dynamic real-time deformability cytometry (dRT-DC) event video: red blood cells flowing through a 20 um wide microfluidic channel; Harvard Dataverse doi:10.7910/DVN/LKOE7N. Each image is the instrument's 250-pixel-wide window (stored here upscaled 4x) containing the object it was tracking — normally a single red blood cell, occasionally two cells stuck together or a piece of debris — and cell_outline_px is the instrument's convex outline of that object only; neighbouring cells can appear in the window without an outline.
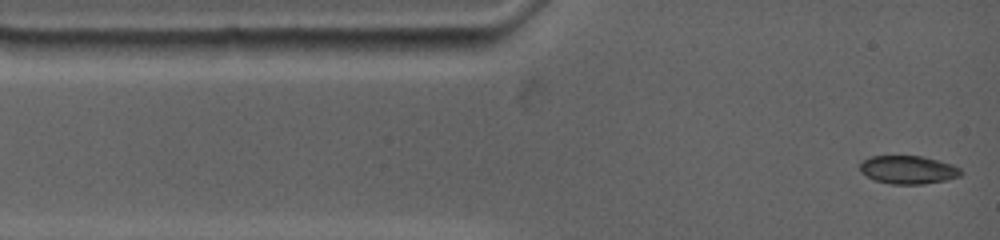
{"species": "common noctule bat (a hibernating species)", "species_latin": "Nyctalus noctula", "temperature_condition": "warm", "stored_images_in_passage": 20, "camera_frame_rate_fps": 4500, "um_per_image_px": 0.085, "animal": {"sex": "female", "body_mass_g": 19.0, "forearm_length_mm": 53.3}, "frame": {"image": 1, "passage_image": 1, "time_ms": 0.0, "image_size_px": [1000, 240], "cell_outline_px": [[964, 172], [960, 176], [948, 180], [924, 184], [892, 184], [876, 180], [860, 172], [860, 164], [864, 160], [872, 156], [920, 156], [952, 164], [960, 168]], "centroid_in_image_um": [77.23, 14.44], "position_along_channel_um": 7.8, "area_um2": 16.53}}
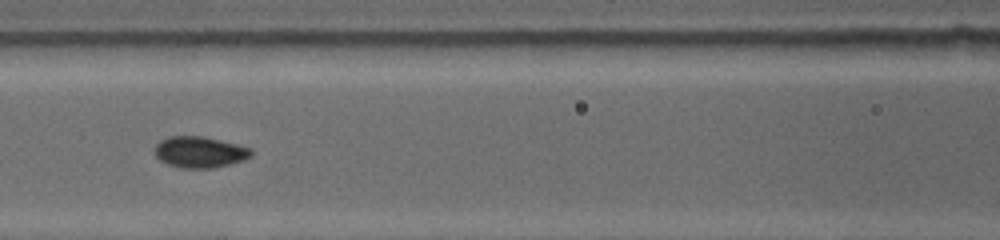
{"frame": {"image": 2, "passage_image": 12, "time_ms": 4.889, "image_size_px": [1000, 240], "cell_outline_px": [[252, 156], [244, 160], [212, 168], [180, 168], [168, 164], [160, 160], [156, 156], [156, 144], [160, 140], [168, 136], [204, 136], [252, 148]], "centroid_in_image_um": [16.98, 12.92], "position_along_channel_um": 149.6, "area_um2": 17.51}}
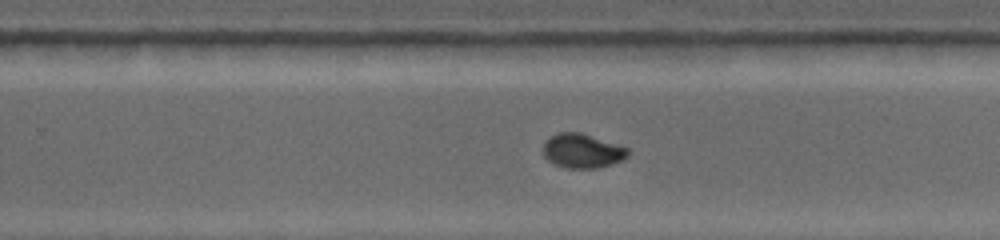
{"frame": {"image": 3, "passage_image": 20, "time_ms": 8.444, "image_size_px": [1000, 240], "cell_outline_px": [[628, 156], [620, 160], [596, 168], [568, 168], [552, 164], [544, 156], [540, 148], [552, 136], [560, 132], [580, 132], [628, 148]], "centroid_in_image_um": [49.43, 12.83], "position_along_channel_um": 280.4, "area_um2": 16.7}}